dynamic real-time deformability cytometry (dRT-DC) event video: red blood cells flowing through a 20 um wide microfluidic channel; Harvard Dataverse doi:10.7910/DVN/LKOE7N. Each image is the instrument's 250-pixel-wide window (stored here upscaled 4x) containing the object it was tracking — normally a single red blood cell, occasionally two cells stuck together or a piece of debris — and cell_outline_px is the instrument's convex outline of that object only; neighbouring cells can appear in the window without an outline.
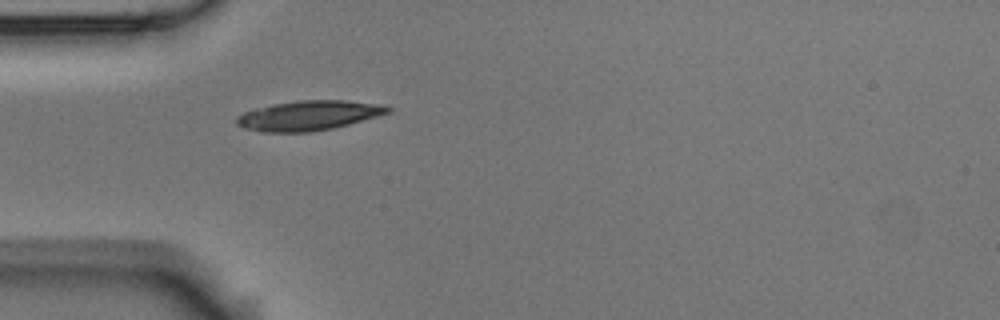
{"species": "Egyptian fruit bat (a non-hibernating species)", "species_latin": "Rousettus aegyptiacus", "temperature_condition": "room temperature", "stored_images_in_passage": 1, "camera_frame_rate_fps": 3000, "um_per_image_px": 0.085, "animal": {"sex": "male"}, "frame": {"image": 1, "passage_image": 1, "time_ms": 0.0, "image_size_px": [1000, 320], "cell_outline_px": [[392, 112], [348, 124], [332, 128], [312, 132], [264, 132], [244, 128], [236, 124], [236, 116], [244, 112], [256, 108], [272, 104], [300, 100], [344, 100], [384, 104], [392, 108]], "centroid_in_image_um": [26.25, 9.81], "position_along_channel_um": 58.7, "area_um2": 26.3}}